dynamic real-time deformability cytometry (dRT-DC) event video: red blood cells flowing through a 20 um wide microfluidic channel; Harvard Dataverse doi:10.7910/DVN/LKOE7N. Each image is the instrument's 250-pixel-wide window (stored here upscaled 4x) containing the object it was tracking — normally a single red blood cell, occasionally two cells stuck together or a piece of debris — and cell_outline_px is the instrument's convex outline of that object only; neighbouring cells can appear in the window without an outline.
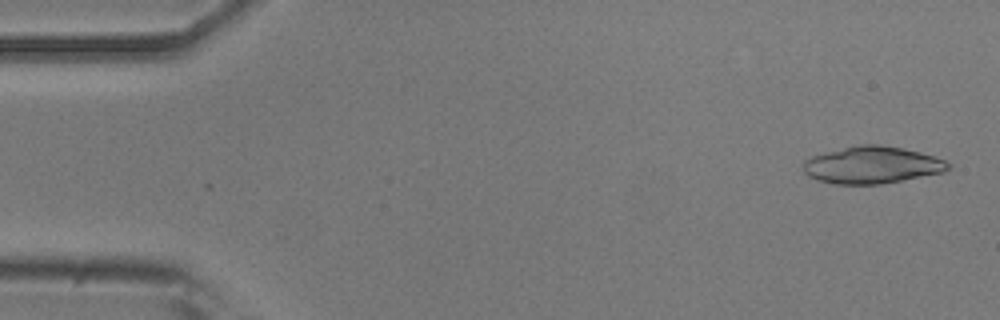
{"species": "common noctule bat (a hibernating species)", "species_latin": "Nyctalus noctula", "temperature_condition": "room temperature", "stored_images_in_passage": 35, "segment_of_instrument_passage": [1, 2], "camera_frame_rate_fps": 3000, "um_per_image_px": 0.085, "animal": {"sex": "male", "body_mass_g": 20.5, "forearm_length_mm": 52.5}, "frame": {"image": 1, "passage_image": 2, "time_ms": 0.333, "image_size_px": [1000, 320], "cell_outline_px": [[952, 164], [944, 172], [880, 184], [832, 184], [808, 176], [804, 172], [804, 160], [812, 156], [860, 144], [880, 144], [904, 148], [920, 152], [944, 160]], "centroid_in_image_um": [74.13, 14.02], "position_along_channel_um": 10.9, "area_um2": 31.04}}